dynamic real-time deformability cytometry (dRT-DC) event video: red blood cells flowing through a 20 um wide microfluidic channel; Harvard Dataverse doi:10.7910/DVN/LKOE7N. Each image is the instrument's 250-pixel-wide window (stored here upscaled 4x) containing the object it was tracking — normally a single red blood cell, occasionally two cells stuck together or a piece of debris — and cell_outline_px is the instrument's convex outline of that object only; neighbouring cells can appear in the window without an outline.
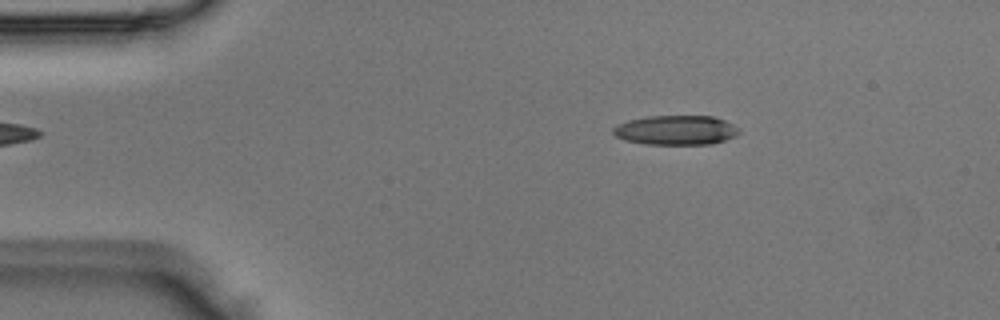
{"species": "Egyptian fruit bat (a non-hibernating species)", "species_latin": "Rousettus aegyptiacus", "temperature_condition": "room temperature", "stored_images_in_passage": 5, "camera_frame_rate_fps": 3000, "um_per_image_px": 0.085, "animal": {"sex": "male"}, "frame": {"image": 1, "passage_image": 2, "time_ms": 0.333, "image_size_px": [1000, 320], "cell_outline_px": [[740, 132], [736, 136], [712, 144], [644, 144], [624, 140], [616, 136], [612, 132], [612, 128], [616, 124], [628, 120], [648, 116], [712, 116], [724, 120], [740, 128]], "centroid_in_image_um": [57.44, 11.06], "position_along_channel_um": 27.6, "area_um2": 21.79}}
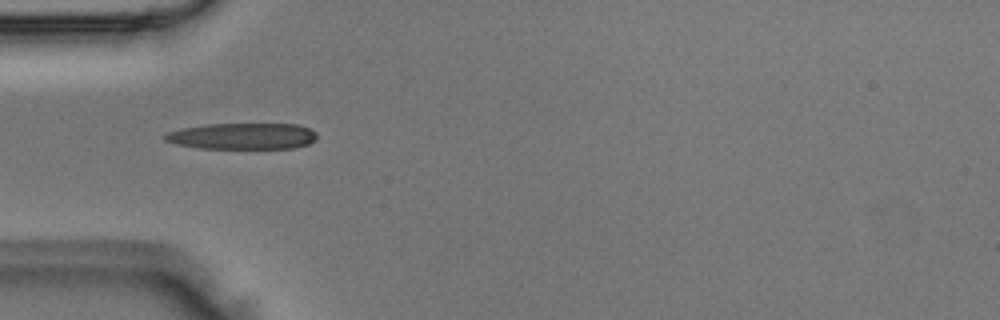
{"frame": {"image": 2, "passage_image": 4, "time_ms": 1.0, "image_size_px": [1000, 320], "cell_outline_px": [[316, 140], [308, 144], [292, 148], [200, 148], [176, 144], [164, 140], [164, 136], [168, 132], [180, 128], [208, 124], [296, 124], [308, 128], [316, 132]], "centroid_in_image_um": [20.61, 11.57], "position_along_channel_um": 64.4, "area_um2": 23.18}}
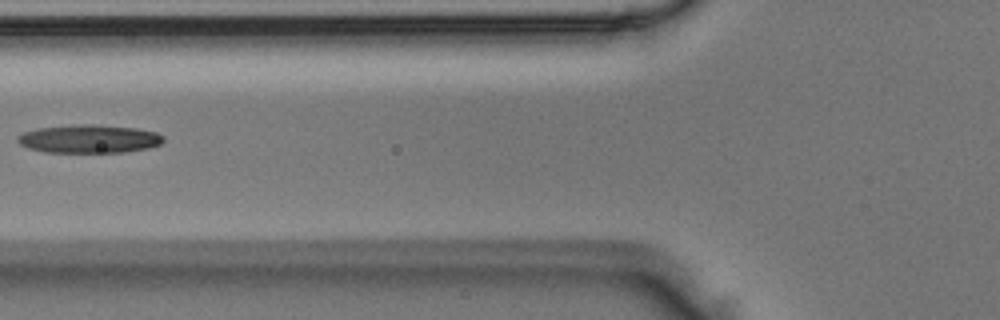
{"frame": {"image": 3, "passage_image": 5, "time_ms": 1.333, "image_size_px": [1000, 320], "cell_outline_px": [[164, 140], [160, 144], [148, 148], [128, 152], [44, 152], [28, 148], [20, 144], [16, 140], [24, 132], [36, 128], [84, 124], [92, 124], [136, 128], [156, 132], [164, 136]], "centroid_in_image_um": [7.59, 11.81], "position_along_channel_um": 118.2, "area_um2": 23.99}}